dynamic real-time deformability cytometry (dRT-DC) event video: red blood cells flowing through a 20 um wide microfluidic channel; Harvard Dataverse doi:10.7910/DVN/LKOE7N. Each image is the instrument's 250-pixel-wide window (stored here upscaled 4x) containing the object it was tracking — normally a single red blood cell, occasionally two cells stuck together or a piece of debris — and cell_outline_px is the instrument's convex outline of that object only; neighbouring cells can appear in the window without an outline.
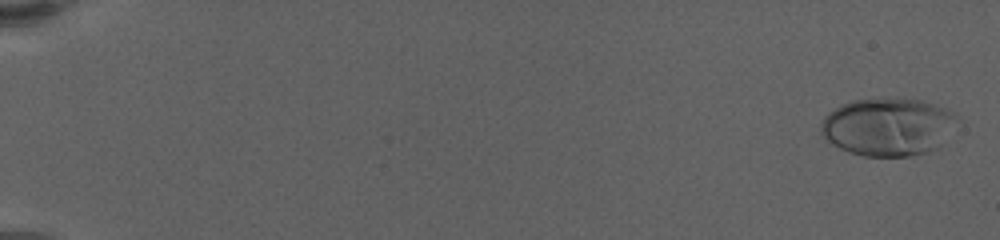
{"species": "human", "species_latin": "Homo sapiens", "temperature_condition": "warm", "stored_images_in_passage": 63, "camera_frame_rate_fps": 3000, "um_per_image_px": 0.085, "donor": {"sex": "female"}, "frame": {"image": 1, "passage_image": 2, "time_ms": 0.333, "image_size_px": [1000, 240], "cell_outline_px": [[956, 112], [936, 148], [928, 152], [908, 156], [864, 156], [848, 152], [832, 144], [820, 132], [820, 124], [824, 116], [828, 112], [840, 104], [856, 100], [920, 100], [936, 104]], "centroid_in_image_um": [75.35, 10.79], "position_along_channel_um": 9.6, "area_um2": 44.62}}
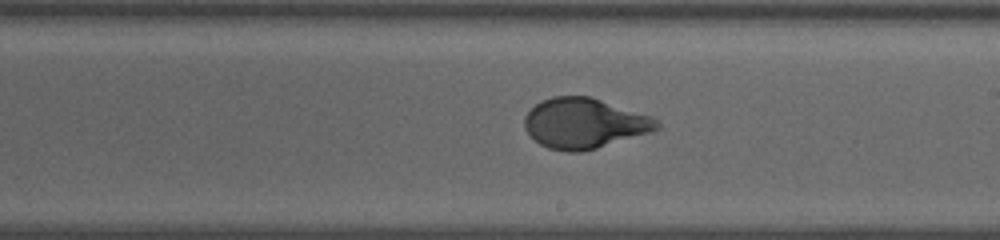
{"frame": {"image": 2, "passage_image": 39, "time_ms": 12.667, "image_size_px": [1000, 240], "cell_outline_px": [[660, 128], [648, 132], [596, 148], [580, 152], [564, 152], [548, 148], [540, 144], [524, 128], [524, 116], [536, 104], [552, 96], [592, 96], [652, 116], [660, 124]], "centroid_in_image_um": [49.65, 10.47], "position_along_channel_um": 239.3, "area_um2": 38.55}}
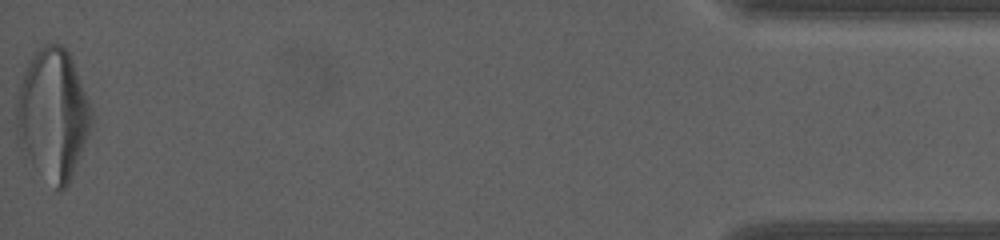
{"frame": {"image": 3, "passage_image": 63, "time_ms": 20.667, "image_size_px": [1000, 240], "cell_outline_px": [[92, 124], [72, 176], [68, 184], [60, 192], [56, 192], [32, 164], [20, 148], [16, 136], [16, 104], [20, 84], [28, 60], [32, 52], [44, 44], [60, 44], [68, 52], [72, 60], [92, 108]], "centroid_in_image_um": [4.47, 9.74], "position_along_channel_um": 430.7, "area_um2": 57.51}, "authors_computed_cell_mechanics": {"area_um2": 39.3618, "velocity_mm_per_s": 3.4103, "shape_relaxation_time_tau1_ms": 5.0353, "shape_relaxation_time_tau2_ms": null, "deformation_change_tau1": 0.2126, "deformation_change_tau2": null}}